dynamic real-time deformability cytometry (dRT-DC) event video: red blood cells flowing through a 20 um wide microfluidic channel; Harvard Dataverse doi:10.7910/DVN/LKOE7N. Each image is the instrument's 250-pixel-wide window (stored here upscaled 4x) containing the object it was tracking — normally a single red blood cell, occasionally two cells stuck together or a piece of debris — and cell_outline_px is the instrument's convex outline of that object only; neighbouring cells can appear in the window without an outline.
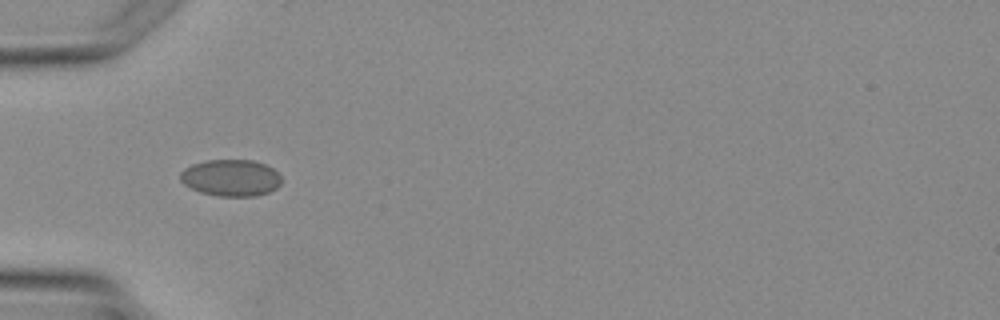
{"species": "Egyptian fruit bat (a non-hibernating species)", "species_latin": "Rousettus aegyptiacus", "temperature_condition": "warm", "stored_images_in_passage": 1, "camera_frame_rate_fps": 3000, "um_per_image_px": 0.085, "animal": {"sex": "female"}, "frame": {"image": 1, "passage_image": 1, "time_ms": 0.0, "image_size_px": [1000, 320], "cell_outline_px": [[280, 184], [276, 188], [268, 192], [256, 196], [216, 196], [200, 192], [184, 184], [180, 180], [180, 172], [184, 168], [192, 164], [208, 160], [252, 160], [264, 164], [272, 168], [280, 176]], "centroid_in_image_um": [19.6, 15.12], "position_along_channel_um": 65.4, "area_um2": 21.56}}